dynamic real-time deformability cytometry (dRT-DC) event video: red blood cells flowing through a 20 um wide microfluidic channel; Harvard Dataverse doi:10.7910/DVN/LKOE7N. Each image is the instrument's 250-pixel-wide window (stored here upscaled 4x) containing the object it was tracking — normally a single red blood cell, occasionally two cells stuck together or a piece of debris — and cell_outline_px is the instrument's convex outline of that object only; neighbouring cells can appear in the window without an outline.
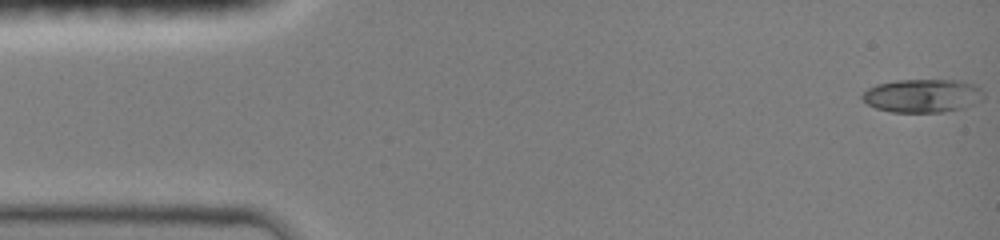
{"species": "common noctule bat (a hibernating species)", "species_latin": "Nyctalus noctula", "temperature_condition": "room temperature", "stored_images_in_passage": 47, "camera_frame_rate_fps": 3000, "um_per_image_px": 0.085, "animal": {"sex": "female", "body_mass_g": 19.0, "forearm_length_mm": 51.5}, "frame": {"image": 1, "passage_image": 1, "time_ms": 0.0, "image_size_px": [1000, 240], "cell_outline_px": [[984, 96], [976, 104], [964, 108], [944, 112], [892, 112], [876, 108], [868, 104], [860, 96], [868, 88], [876, 84], [896, 80], [960, 80], [976, 84], [980, 88]], "centroid_in_image_um": [78.44, 8.13], "position_along_channel_um": 6.6, "area_um2": 23.81}}
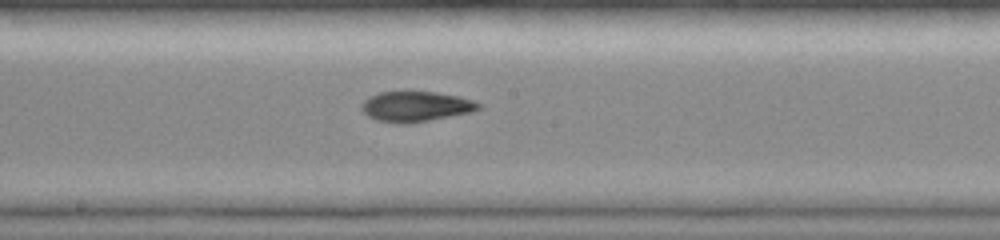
{"frame": {"image": 2, "passage_image": 25, "time_ms": 8.0, "image_size_px": [1000, 240], "cell_outline_px": [[484, 108], [472, 112], [408, 124], [396, 124], [376, 120], [368, 116], [360, 108], [360, 104], [368, 96], [380, 92], [408, 88], [436, 92], [456, 96], [472, 100], [480, 104]], "centroid_in_image_um": [35.29, 9.01], "position_along_channel_um": 212.9, "area_um2": 21.56}}
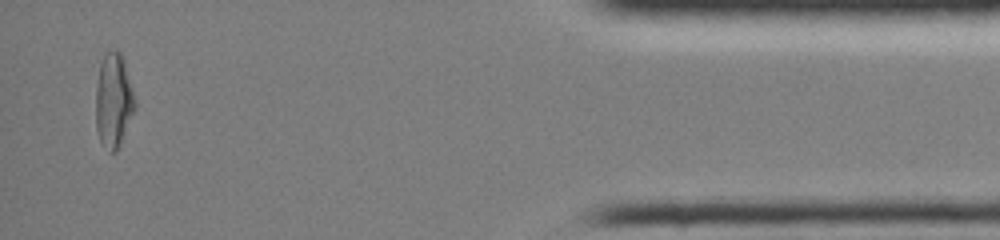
{"frame": {"image": 3, "passage_image": 45, "time_ms": 14.667, "image_size_px": [1000, 240], "cell_outline_px": [[136, 108], [116, 152], [108, 152], [100, 140], [96, 128], [96, 84], [100, 64], [104, 52], [120, 52], [124, 60], [136, 100]], "centroid_in_image_um": [9.65, 8.55], "position_along_channel_um": 425.5, "area_um2": 21.5}, "authors_computed_cell_mechanics": {"area_um2": 20.7502, "velocity_mm_per_s": 4.0865, "shape_relaxation_time_tau1_ms": null, "shape_relaxation_time_tau2_ms": 6.9224, "deformation_change_tau1": null, "deformation_change_tau2": 0.0845}}